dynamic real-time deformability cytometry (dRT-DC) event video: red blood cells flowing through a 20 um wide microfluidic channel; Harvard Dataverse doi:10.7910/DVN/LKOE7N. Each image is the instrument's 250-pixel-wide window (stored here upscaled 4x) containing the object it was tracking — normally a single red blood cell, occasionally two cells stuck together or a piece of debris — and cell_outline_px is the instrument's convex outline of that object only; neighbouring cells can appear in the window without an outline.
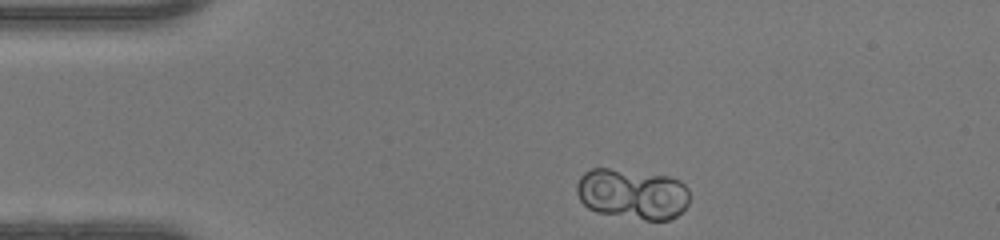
{"species": "human", "species_latin": "Homo sapiens", "temperature_condition": "warm", "stored_images_in_passage": 41, "camera_frame_rate_fps": 3000, "um_per_image_px": 0.085, "donor": {"sex": "female"}, "frame": {"image": 1, "passage_image": 1, "time_ms": 0.0, "image_size_px": [1000, 240], "cell_outline_px": [[688, 204], [676, 216], [668, 220], [644, 220], [596, 212], [588, 208], [580, 200], [576, 192], [576, 184], [580, 176], [584, 172], [592, 168], [608, 168], [668, 176], [680, 180], [688, 188]], "centroid_in_image_um": [53.73, 16.48], "position_along_channel_um": 31.3, "area_um2": 33.35}}
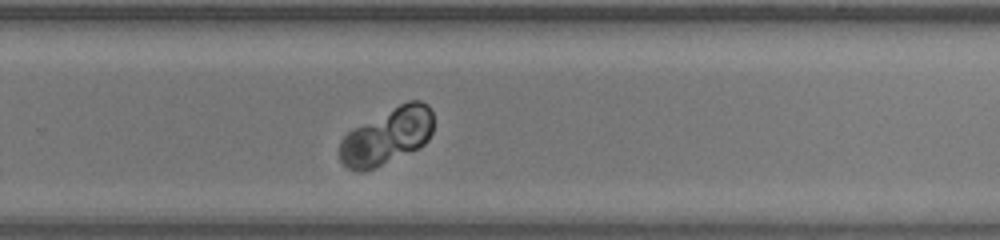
{"frame": {"image": 2, "passage_image": 24, "time_ms": 7.667, "image_size_px": [1000, 240], "cell_outline_px": [[432, 132], [428, 140], [420, 148], [364, 172], [356, 172], [348, 168], [340, 160], [340, 140], [348, 132], [400, 104], [408, 100], [420, 100], [428, 104], [432, 112]], "centroid_in_image_um": [32.92, 11.6], "position_along_channel_um": 296.9, "area_um2": 30.46}}
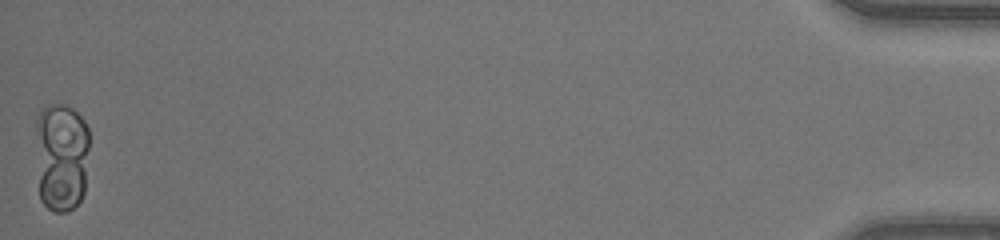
{"frame": {"image": 3, "passage_image": 41, "time_ms": 13.333, "image_size_px": [1000, 240], "cell_outline_px": [[88, 148], [84, 192], [80, 200], [68, 212], [56, 212], [48, 208], [40, 200], [36, 128], [36, 120], [40, 112], [48, 104], [60, 104], [72, 108], [84, 120], [88, 128]], "centroid_in_image_um": [5.22, 13.32], "position_along_channel_um": 430.0, "area_um2": 34.22}, "authors_computed_cell_mechanics": {"area_um2": 32.1368, "velocity_mm_per_s": 4.149, "shape_relaxation_time_tau1_ms": 2.8846, "shape_relaxation_time_tau2_ms": null, "deformation_change_tau1": 0.0427, "deformation_change_tau2": null}}